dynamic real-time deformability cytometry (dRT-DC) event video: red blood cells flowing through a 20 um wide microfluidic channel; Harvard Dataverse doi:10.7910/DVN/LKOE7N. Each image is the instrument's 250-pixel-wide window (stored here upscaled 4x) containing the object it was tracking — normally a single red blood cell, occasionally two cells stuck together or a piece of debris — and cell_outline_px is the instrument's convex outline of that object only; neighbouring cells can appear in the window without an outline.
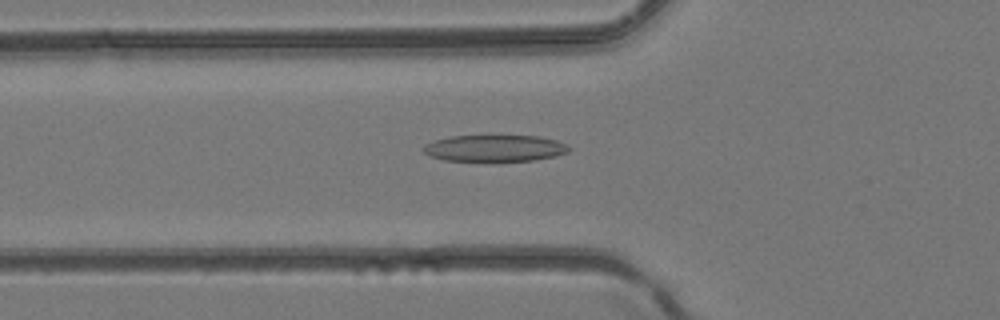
{"species": "common noctule bat (a hibernating species)", "species_latin": "Nyctalus noctula", "temperature_condition": "room temperature", "stored_images_in_passage": 36, "camera_frame_rate_fps": 3000, "um_per_image_px": 0.085, "animal": {"sex": "female", "body_mass_g": 24.6, "forearm_length_mm": 56.2}, "frame": {"image": 1, "passage_image": 15, "time_ms": 4.667, "image_size_px": [1000, 320], "cell_outline_px": [[572, 148], [568, 152], [556, 156], [532, 160], [492, 164], [444, 160], [428, 156], [424, 152], [424, 144], [448, 136], [540, 136], [556, 140]], "centroid_in_image_um": [42.03, 12.65], "position_along_channel_um": 83.8, "area_um2": 23.52}}
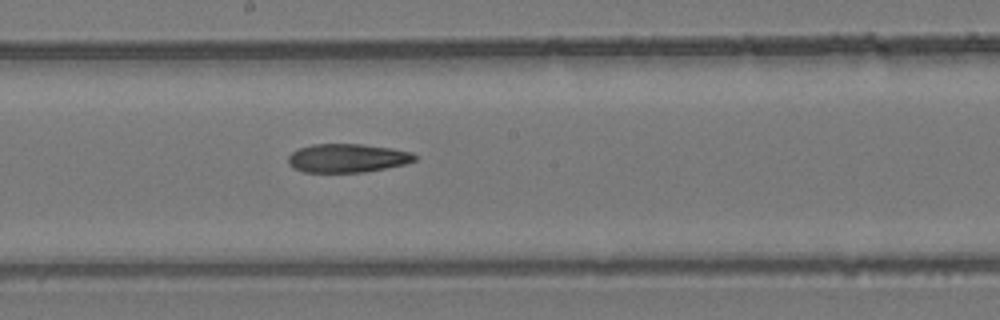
{"frame": {"image": 2, "passage_image": 23, "time_ms": 7.333, "image_size_px": [1000, 320], "cell_outline_px": [[416, 160], [404, 164], [364, 172], [304, 172], [292, 168], [288, 164], [288, 156], [296, 148], [312, 144], [364, 144], [392, 148], [412, 152], [416, 156]], "centroid_in_image_um": [29.48, 13.43], "position_along_channel_um": 218.7, "area_um2": 21.27}}
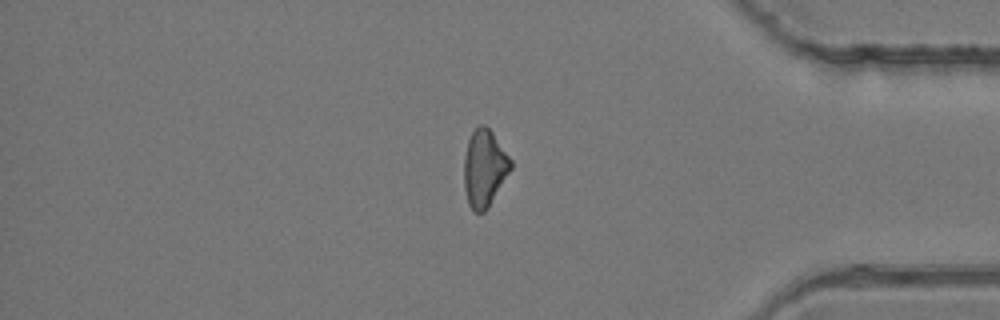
{"frame": {"image": 3, "passage_image": 35, "time_ms": 11.333, "image_size_px": [1000, 320], "cell_outline_px": [[512, 168], [488, 208], [484, 212], [472, 212], [468, 204], [464, 188], [464, 156], [468, 140], [472, 132], [480, 124], [484, 124], [492, 132], [512, 160]], "centroid_in_image_um": [41.16, 14.32], "position_along_channel_um": 394.0, "area_um2": 21.04}}